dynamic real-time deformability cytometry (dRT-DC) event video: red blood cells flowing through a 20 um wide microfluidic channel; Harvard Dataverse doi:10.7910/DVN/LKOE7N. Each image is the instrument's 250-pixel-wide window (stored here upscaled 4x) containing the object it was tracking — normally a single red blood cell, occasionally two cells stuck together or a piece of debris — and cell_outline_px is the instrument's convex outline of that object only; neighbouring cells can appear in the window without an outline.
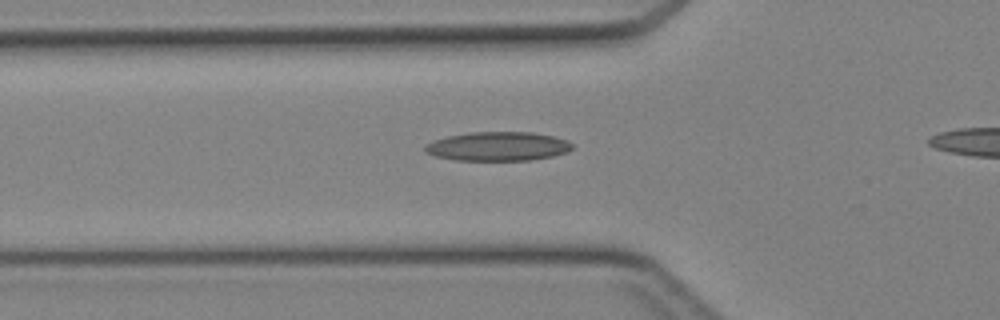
{"species": "Egyptian fruit bat (a non-hibernating species)", "species_latin": "Rousettus aegyptiacus", "temperature_condition": "cold", "stored_images_in_passage": 33, "camera_frame_rate_fps": 3000, "um_per_image_px": 0.085, "animal": {"sex": "female"}, "frame": {"image": 1, "passage_image": 10, "time_ms": 3.0, "image_size_px": [1000, 320], "cell_outline_px": [[572, 148], [568, 152], [552, 156], [528, 160], [456, 160], [436, 156], [424, 152], [424, 148], [432, 140], [448, 136], [472, 132], [532, 132], [552, 136], [568, 140], [572, 144]], "centroid_in_image_um": [42.32, 12.43], "position_along_channel_um": 83.5, "area_um2": 24.8}}
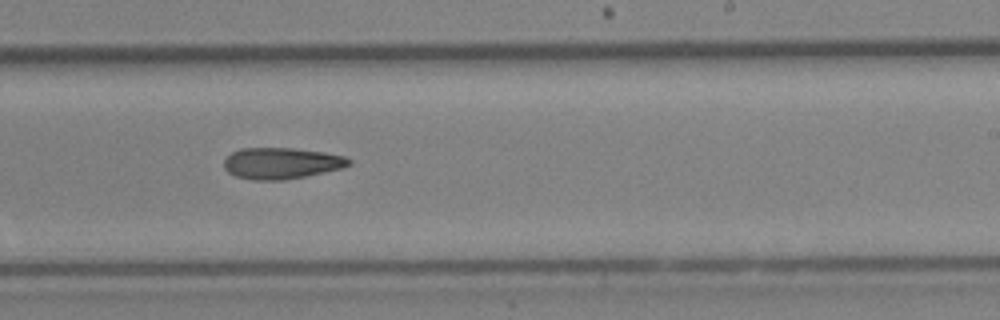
{"frame": {"image": 2, "passage_image": 22, "time_ms": 7.0, "image_size_px": [1000, 320], "cell_outline_px": [[352, 164], [340, 168], [304, 176], [284, 180], [252, 180], [236, 176], [228, 172], [224, 168], [224, 160], [232, 152], [240, 148], [292, 148], [324, 152], [344, 156], [352, 160]], "centroid_in_image_um": [23.9, 13.87], "position_along_channel_um": 265.1, "area_um2": 22.66}}
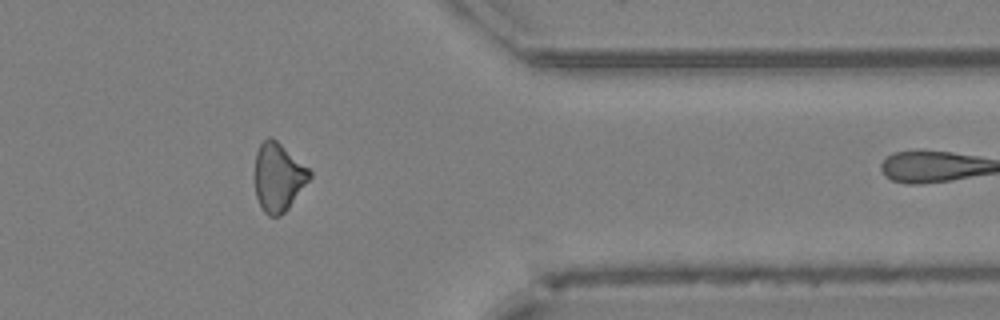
{"frame": {"image": 3, "passage_image": 31, "time_ms": 10.0, "image_size_px": [1000, 320], "cell_outline_px": [[312, 176], [288, 208], [280, 216], [268, 216], [264, 212], [256, 196], [256, 152], [260, 144], [268, 136], [272, 136], [308, 168], [312, 172]], "centroid_in_image_um": [23.66, 15.05], "position_along_channel_um": 387.7, "area_um2": 21.5}}